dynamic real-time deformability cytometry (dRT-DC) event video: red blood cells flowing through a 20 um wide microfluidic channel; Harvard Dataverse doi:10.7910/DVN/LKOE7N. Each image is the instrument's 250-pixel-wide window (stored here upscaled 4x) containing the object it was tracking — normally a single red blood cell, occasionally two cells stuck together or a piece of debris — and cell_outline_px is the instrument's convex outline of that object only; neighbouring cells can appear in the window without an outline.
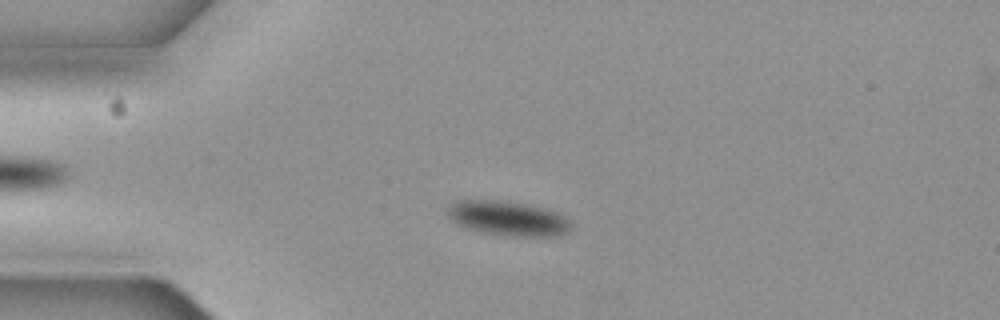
{"species": "common noctule bat (a hibernating species)", "species_latin": "Nyctalus noctula", "temperature_condition": "cold", "stored_images_in_passage": 7, "camera_frame_rate_fps": 3000, "um_per_image_px": 0.085, "animal": {"sex": "female", "body_mass_g": 19.3, "forearm_length_mm": 54.1}, "frame": {"image": 1, "passage_image": 5, "time_ms": 1.333, "image_size_px": [1000, 320], "cell_outline_px": [[572, 228], [568, 232], [560, 236], [512, 236], [484, 232], [468, 228], [456, 224], [448, 216], [448, 208], [456, 200], [500, 200], [528, 204], [560, 212], [572, 224]], "centroid_in_image_um": [43.23, 18.55], "position_along_channel_um": 41.8, "area_um2": 25.03}}
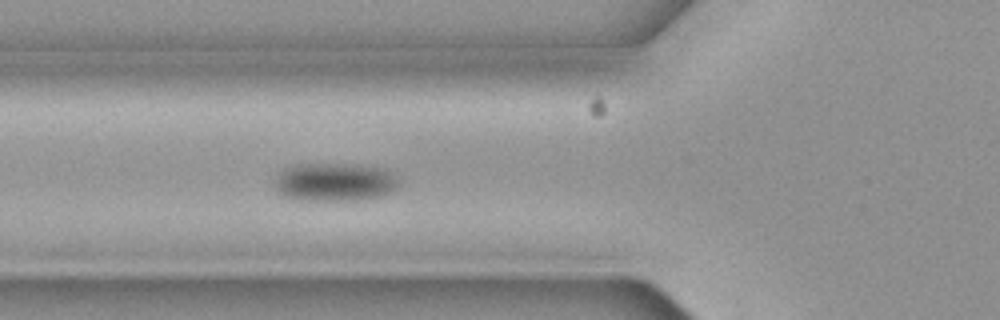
{"frame": {"image": 2, "passage_image": 7, "time_ms": 2.0, "image_size_px": [1000, 320], "cell_outline_px": [[400, 184], [392, 192], [380, 196], [352, 200], [308, 200], [284, 196], [272, 184], [276, 176], [284, 168], [292, 164], [360, 164], [384, 168], [392, 172]], "centroid_in_image_um": [28.45, 15.45], "position_along_channel_um": 97.4, "area_um2": 27.92}}